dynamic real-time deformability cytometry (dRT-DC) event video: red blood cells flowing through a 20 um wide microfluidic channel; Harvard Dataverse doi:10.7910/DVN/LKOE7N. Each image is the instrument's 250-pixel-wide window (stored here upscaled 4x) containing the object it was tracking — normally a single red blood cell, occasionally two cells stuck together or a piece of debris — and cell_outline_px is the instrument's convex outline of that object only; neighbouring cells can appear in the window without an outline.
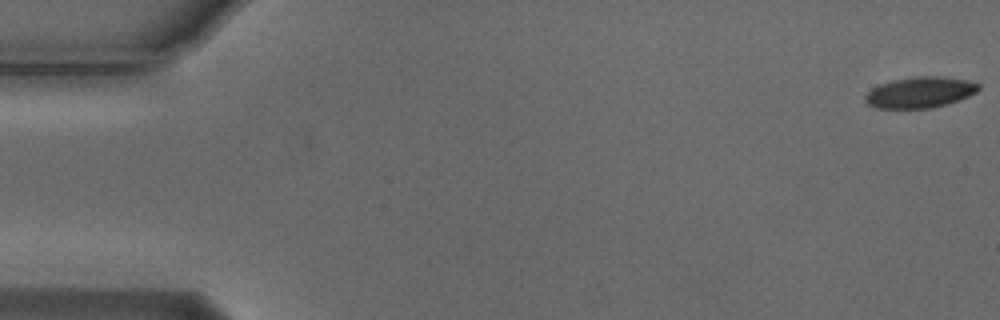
{"species": "Egyptian fruit bat (a non-hibernating species)", "species_latin": "Rousettus aegyptiacus", "temperature_condition": "cold", "stored_images_in_passage": 5, "camera_frame_rate_fps": 3000, "um_per_image_px": 0.085, "animal": {"sex": "male"}, "frame": {"image": 1, "passage_image": 1, "time_ms": 0.0, "image_size_px": [1000, 320], "cell_outline_px": [[980, 88], [976, 92], [968, 96], [932, 108], [880, 108], [868, 104], [864, 100], [864, 96], [872, 88], [880, 84], [892, 80], [916, 76], [940, 76], [968, 80], [980, 84]], "centroid_in_image_um": [78.19, 7.84], "position_along_channel_um": 6.8, "area_um2": 20.29}}